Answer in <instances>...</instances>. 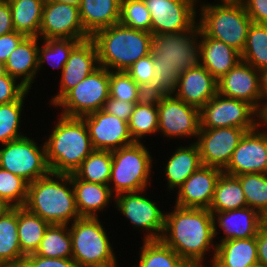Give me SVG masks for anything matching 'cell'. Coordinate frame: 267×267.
I'll return each instance as SVG.
<instances>
[{"label": "cell", "instance_id": "48", "mask_svg": "<svg viewBox=\"0 0 267 267\" xmlns=\"http://www.w3.org/2000/svg\"><path fill=\"white\" fill-rule=\"evenodd\" d=\"M135 105L136 103L134 102H127L108 97V99L104 102L102 110L122 119L125 122H129Z\"/></svg>", "mask_w": 267, "mask_h": 267}, {"label": "cell", "instance_id": "19", "mask_svg": "<svg viewBox=\"0 0 267 267\" xmlns=\"http://www.w3.org/2000/svg\"><path fill=\"white\" fill-rule=\"evenodd\" d=\"M82 118L87 125L94 150L113 151L134 143L128 122L102 109Z\"/></svg>", "mask_w": 267, "mask_h": 267}, {"label": "cell", "instance_id": "23", "mask_svg": "<svg viewBox=\"0 0 267 267\" xmlns=\"http://www.w3.org/2000/svg\"><path fill=\"white\" fill-rule=\"evenodd\" d=\"M214 236L217 235L216 223L222 228L225 237L220 240L224 242L230 239H246L255 237L258 230L266 223V219L255 209L244 207L240 209L228 210L224 212H215ZM217 217V218H216ZM218 222H216V220Z\"/></svg>", "mask_w": 267, "mask_h": 267}, {"label": "cell", "instance_id": "36", "mask_svg": "<svg viewBox=\"0 0 267 267\" xmlns=\"http://www.w3.org/2000/svg\"><path fill=\"white\" fill-rule=\"evenodd\" d=\"M138 267H194L160 240H144Z\"/></svg>", "mask_w": 267, "mask_h": 267}, {"label": "cell", "instance_id": "1", "mask_svg": "<svg viewBox=\"0 0 267 267\" xmlns=\"http://www.w3.org/2000/svg\"><path fill=\"white\" fill-rule=\"evenodd\" d=\"M198 23L181 33L155 34L151 42V55L155 60V82L147 92L149 96L174 94L179 76L192 67L202 65Z\"/></svg>", "mask_w": 267, "mask_h": 267}, {"label": "cell", "instance_id": "49", "mask_svg": "<svg viewBox=\"0 0 267 267\" xmlns=\"http://www.w3.org/2000/svg\"><path fill=\"white\" fill-rule=\"evenodd\" d=\"M253 23L267 24V0H241Z\"/></svg>", "mask_w": 267, "mask_h": 267}, {"label": "cell", "instance_id": "34", "mask_svg": "<svg viewBox=\"0 0 267 267\" xmlns=\"http://www.w3.org/2000/svg\"><path fill=\"white\" fill-rule=\"evenodd\" d=\"M49 225L50 223L24 206L18 207V237L25 256L36 252Z\"/></svg>", "mask_w": 267, "mask_h": 267}, {"label": "cell", "instance_id": "35", "mask_svg": "<svg viewBox=\"0 0 267 267\" xmlns=\"http://www.w3.org/2000/svg\"><path fill=\"white\" fill-rule=\"evenodd\" d=\"M66 224H50L35 255L47 258H72V239Z\"/></svg>", "mask_w": 267, "mask_h": 267}, {"label": "cell", "instance_id": "2", "mask_svg": "<svg viewBox=\"0 0 267 267\" xmlns=\"http://www.w3.org/2000/svg\"><path fill=\"white\" fill-rule=\"evenodd\" d=\"M213 218L209 209L175 205L173 212L165 214V227L161 240L188 265L204 267L202 261L205 254L214 247Z\"/></svg>", "mask_w": 267, "mask_h": 267}, {"label": "cell", "instance_id": "12", "mask_svg": "<svg viewBox=\"0 0 267 267\" xmlns=\"http://www.w3.org/2000/svg\"><path fill=\"white\" fill-rule=\"evenodd\" d=\"M158 132L169 138L198 136L199 109L173 94L157 95Z\"/></svg>", "mask_w": 267, "mask_h": 267}, {"label": "cell", "instance_id": "59", "mask_svg": "<svg viewBox=\"0 0 267 267\" xmlns=\"http://www.w3.org/2000/svg\"><path fill=\"white\" fill-rule=\"evenodd\" d=\"M221 1H241V0H221Z\"/></svg>", "mask_w": 267, "mask_h": 267}, {"label": "cell", "instance_id": "5", "mask_svg": "<svg viewBox=\"0 0 267 267\" xmlns=\"http://www.w3.org/2000/svg\"><path fill=\"white\" fill-rule=\"evenodd\" d=\"M152 37V33L117 23L97 31L91 39L98 51L99 66L126 71L140 58L151 53Z\"/></svg>", "mask_w": 267, "mask_h": 267}, {"label": "cell", "instance_id": "10", "mask_svg": "<svg viewBox=\"0 0 267 267\" xmlns=\"http://www.w3.org/2000/svg\"><path fill=\"white\" fill-rule=\"evenodd\" d=\"M2 145L0 167L22 177L28 183L51 172L46 160L45 144L39 148L33 139L24 136Z\"/></svg>", "mask_w": 267, "mask_h": 267}, {"label": "cell", "instance_id": "15", "mask_svg": "<svg viewBox=\"0 0 267 267\" xmlns=\"http://www.w3.org/2000/svg\"><path fill=\"white\" fill-rule=\"evenodd\" d=\"M143 191L116 195V207L136 228L148 230L144 240H160L165 227V214L153 201L142 196Z\"/></svg>", "mask_w": 267, "mask_h": 267}, {"label": "cell", "instance_id": "6", "mask_svg": "<svg viewBox=\"0 0 267 267\" xmlns=\"http://www.w3.org/2000/svg\"><path fill=\"white\" fill-rule=\"evenodd\" d=\"M222 4H203L197 22L201 36L223 41L240 54L245 48L248 30L253 23L242 1H221Z\"/></svg>", "mask_w": 267, "mask_h": 267}, {"label": "cell", "instance_id": "22", "mask_svg": "<svg viewBox=\"0 0 267 267\" xmlns=\"http://www.w3.org/2000/svg\"><path fill=\"white\" fill-rule=\"evenodd\" d=\"M174 95L199 110L218 93L217 79L203 67H192L178 79Z\"/></svg>", "mask_w": 267, "mask_h": 267}, {"label": "cell", "instance_id": "54", "mask_svg": "<svg viewBox=\"0 0 267 267\" xmlns=\"http://www.w3.org/2000/svg\"><path fill=\"white\" fill-rule=\"evenodd\" d=\"M263 103L264 104H262V107L258 113V121H260L258 125L260 128L263 126H266L267 128V99H266V102H263Z\"/></svg>", "mask_w": 267, "mask_h": 267}, {"label": "cell", "instance_id": "52", "mask_svg": "<svg viewBox=\"0 0 267 267\" xmlns=\"http://www.w3.org/2000/svg\"><path fill=\"white\" fill-rule=\"evenodd\" d=\"M258 263L267 267V222L256 234Z\"/></svg>", "mask_w": 267, "mask_h": 267}, {"label": "cell", "instance_id": "29", "mask_svg": "<svg viewBox=\"0 0 267 267\" xmlns=\"http://www.w3.org/2000/svg\"><path fill=\"white\" fill-rule=\"evenodd\" d=\"M25 255L18 237V207L0 214V267H20Z\"/></svg>", "mask_w": 267, "mask_h": 267}, {"label": "cell", "instance_id": "46", "mask_svg": "<svg viewBox=\"0 0 267 267\" xmlns=\"http://www.w3.org/2000/svg\"><path fill=\"white\" fill-rule=\"evenodd\" d=\"M7 72L0 75V104L18 101L29 90Z\"/></svg>", "mask_w": 267, "mask_h": 267}, {"label": "cell", "instance_id": "38", "mask_svg": "<svg viewBox=\"0 0 267 267\" xmlns=\"http://www.w3.org/2000/svg\"><path fill=\"white\" fill-rule=\"evenodd\" d=\"M241 60L258 71L267 68V24H251Z\"/></svg>", "mask_w": 267, "mask_h": 267}, {"label": "cell", "instance_id": "50", "mask_svg": "<svg viewBox=\"0 0 267 267\" xmlns=\"http://www.w3.org/2000/svg\"><path fill=\"white\" fill-rule=\"evenodd\" d=\"M24 34L19 32H12L6 35L0 36V62L4 63L7 61L10 54L25 38Z\"/></svg>", "mask_w": 267, "mask_h": 267}, {"label": "cell", "instance_id": "43", "mask_svg": "<svg viewBox=\"0 0 267 267\" xmlns=\"http://www.w3.org/2000/svg\"><path fill=\"white\" fill-rule=\"evenodd\" d=\"M25 93L18 101L7 104H0V143L6 144L24 137V134L18 132L20 126V116L23 110L22 106L26 97Z\"/></svg>", "mask_w": 267, "mask_h": 267}, {"label": "cell", "instance_id": "8", "mask_svg": "<svg viewBox=\"0 0 267 267\" xmlns=\"http://www.w3.org/2000/svg\"><path fill=\"white\" fill-rule=\"evenodd\" d=\"M112 168L109 186L112 183L115 196L126 192L147 189L152 169V158L142 142L111 151Z\"/></svg>", "mask_w": 267, "mask_h": 267}, {"label": "cell", "instance_id": "24", "mask_svg": "<svg viewBox=\"0 0 267 267\" xmlns=\"http://www.w3.org/2000/svg\"><path fill=\"white\" fill-rule=\"evenodd\" d=\"M211 267H250L258 263L256 237L230 239L214 247Z\"/></svg>", "mask_w": 267, "mask_h": 267}, {"label": "cell", "instance_id": "26", "mask_svg": "<svg viewBox=\"0 0 267 267\" xmlns=\"http://www.w3.org/2000/svg\"><path fill=\"white\" fill-rule=\"evenodd\" d=\"M199 39L202 66L215 79H220L241 60V54L223 41L209 36H201Z\"/></svg>", "mask_w": 267, "mask_h": 267}, {"label": "cell", "instance_id": "4", "mask_svg": "<svg viewBox=\"0 0 267 267\" xmlns=\"http://www.w3.org/2000/svg\"><path fill=\"white\" fill-rule=\"evenodd\" d=\"M44 144L50 171L57 174H74L94 150L84 119L64 115Z\"/></svg>", "mask_w": 267, "mask_h": 267}, {"label": "cell", "instance_id": "32", "mask_svg": "<svg viewBox=\"0 0 267 267\" xmlns=\"http://www.w3.org/2000/svg\"><path fill=\"white\" fill-rule=\"evenodd\" d=\"M247 207L240 180L236 176L221 173L215 185L214 197L209 211L224 212Z\"/></svg>", "mask_w": 267, "mask_h": 267}, {"label": "cell", "instance_id": "17", "mask_svg": "<svg viewBox=\"0 0 267 267\" xmlns=\"http://www.w3.org/2000/svg\"><path fill=\"white\" fill-rule=\"evenodd\" d=\"M259 125L247 131L223 173L232 176L250 173H267V132Z\"/></svg>", "mask_w": 267, "mask_h": 267}, {"label": "cell", "instance_id": "47", "mask_svg": "<svg viewBox=\"0 0 267 267\" xmlns=\"http://www.w3.org/2000/svg\"><path fill=\"white\" fill-rule=\"evenodd\" d=\"M20 267H77L72 258H47L35 254L26 255Z\"/></svg>", "mask_w": 267, "mask_h": 267}, {"label": "cell", "instance_id": "31", "mask_svg": "<svg viewBox=\"0 0 267 267\" xmlns=\"http://www.w3.org/2000/svg\"><path fill=\"white\" fill-rule=\"evenodd\" d=\"M16 32L26 37H38L45 0H7Z\"/></svg>", "mask_w": 267, "mask_h": 267}, {"label": "cell", "instance_id": "51", "mask_svg": "<svg viewBox=\"0 0 267 267\" xmlns=\"http://www.w3.org/2000/svg\"><path fill=\"white\" fill-rule=\"evenodd\" d=\"M14 31L9 2L7 0H0V36Z\"/></svg>", "mask_w": 267, "mask_h": 267}, {"label": "cell", "instance_id": "42", "mask_svg": "<svg viewBox=\"0 0 267 267\" xmlns=\"http://www.w3.org/2000/svg\"><path fill=\"white\" fill-rule=\"evenodd\" d=\"M28 182L0 167V200L8 207H23L27 199Z\"/></svg>", "mask_w": 267, "mask_h": 267}, {"label": "cell", "instance_id": "13", "mask_svg": "<svg viewBox=\"0 0 267 267\" xmlns=\"http://www.w3.org/2000/svg\"><path fill=\"white\" fill-rule=\"evenodd\" d=\"M151 14V33H181L196 25L197 0H143Z\"/></svg>", "mask_w": 267, "mask_h": 267}, {"label": "cell", "instance_id": "11", "mask_svg": "<svg viewBox=\"0 0 267 267\" xmlns=\"http://www.w3.org/2000/svg\"><path fill=\"white\" fill-rule=\"evenodd\" d=\"M258 111L249 103L217 93L200 110V129L237 127L253 130L258 126Z\"/></svg>", "mask_w": 267, "mask_h": 267}, {"label": "cell", "instance_id": "58", "mask_svg": "<svg viewBox=\"0 0 267 267\" xmlns=\"http://www.w3.org/2000/svg\"><path fill=\"white\" fill-rule=\"evenodd\" d=\"M250 267H265V266L262 265L261 263H256L254 265H251Z\"/></svg>", "mask_w": 267, "mask_h": 267}, {"label": "cell", "instance_id": "55", "mask_svg": "<svg viewBox=\"0 0 267 267\" xmlns=\"http://www.w3.org/2000/svg\"><path fill=\"white\" fill-rule=\"evenodd\" d=\"M53 1H57L60 3H66V4H71L77 7H80L82 0H53Z\"/></svg>", "mask_w": 267, "mask_h": 267}, {"label": "cell", "instance_id": "14", "mask_svg": "<svg viewBox=\"0 0 267 267\" xmlns=\"http://www.w3.org/2000/svg\"><path fill=\"white\" fill-rule=\"evenodd\" d=\"M42 39H74L84 41L91 38L84 30L79 7L45 0L39 30Z\"/></svg>", "mask_w": 267, "mask_h": 267}, {"label": "cell", "instance_id": "57", "mask_svg": "<svg viewBox=\"0 0 267 267\" xmlns=\"http://www.w3.org/2000/svg\"><path fill=\"white\" fill-rule=\"evenodd\" d=\"M8 206H6L1 200H0V214L7 209Z\"/></svg>", "mask_w": 267, "mask_h": 267}, {"label": "cell", "instance_id": "16", "mask_svg": "<svg viewBox=\"0 0 267 267\" xmlns=\"http://www.w3.org/2000/svg\"><path fill=\"white\" fill-rule=\"evenodd\" d=\"M247 131L250 130L237 127L199 129L198 140L195 143L202 165L223 171Z\"/></svg>", "mask_w": 267, "mask_h": 267}, {"label": "cell", "instance_id": "44", "mask_svg": "<svg viewBox=\"0 0 267 267\" xmlns=\"http://www.w3.org/2000/svg\"><path fill=\"white\" fill-rule=\"evenodd\" d=\"M119 23L151 33V14L143 0H121Z\"/></svg>", "mask_w": 267, "mask_h": 267}, {"label": "cell", "instance_id": "3", "mask_svg": "<svg viewBox=\"0 0 267 267\" xmlns=\"http://www.w3.org/2000/svg\"><path fill=\"white\" fill-rule=\"evenodd\" d=\"M24 207L50 224L68 225L73 219L75 221L80 218L71 174L50 172L47 176L28 183Z\"/></svg>", "mask_w": 267, "mask_h": 267}, {"label": "cell", "instance_id": "41", "mask_svg": "<svg viewBox=\"0 0 267 267\" xmlns=\"http://www.w3.org/2000/svg\"><path fill=\"white\" fill-rule=\"evenodd\" d=\"M147 92L126 71L109 70V97L127 102H140Z\"/></svg>", "mask_w": 267, "mask_h": 267}, {"label": "cell", "instance_id": "56", "mask_svg": "<svg viewBox=\"0 0 267 267\" xmlns=\"http://www.w3.org/2000/svg\"><path fill=\"white\" fill-rule=\"evenodd\" d=\"M5 73H6L5 65H4V63L0 62V75H3Z\"/></svg>", "mask_w": 267, "mask_h": 267}, {"label": "cell", "instance_id": "9", "mask_svg": "<svg viewBox=\"0 0 267 267\" xmlns=\"http://www.w3.org/2000/svg\"><path fill=\"white\" fill-rule=\"evenodd\" d=\"M109 97V70L99 66L54 106L62 107L61 114L68 117L89 115L103 108Z\"/></svg>", "mask_w": 267, "mask_h": 267}, {"label": "cell", "instance_id": "21", "mask_svg": "<svg viewBox=\"0 0 267 267\" xmlns=\"http://www.w3.org/2000/svg\"><path fill=\"white\" fill-rule=\"evenodd\" d=\"M221 169L201 165L179 187L175 205L185 208L209 209L211 206L215 185Z\"/></svg>", "mask_w": 267, "mask_h": 267}, {"label": "cell", "instance_id": "37", "mask_svg": "<svg viewBox=\"0 0 267 267\" xmlns=\"http://www.w3.org/2000/svg\"><path fill=\"white\" fill-rule=\"evenodd\" d=\"M112 154L108 150H93L74 175L81 180L109 185Z\"/></svg>", "mask_w": 267, "mask_h": 267}, {"label": "cell", "instance_id": "53", "mask_svg": "<svg viewBox=\"0 0 267 267\" xmlns=\"http://www.w3.org/2000/svg\"><path fill=\"white\" fill-rule=\"evenodd\" d=\"M260 75V88L263 95V99H267V68L259 71Z\"/></svg>", "mask_w": 267, "mask_h": 267}, {"label": "cell", "instance_id": "33", "mask_svg": "<svg viewBox=\"0 0 267 267\" xmlns=\"http://www.w3.org/2000/svg\"><path fill=\"white\" fill-rule=\"evenodd\" d=\"M157 96L146 95L136 103L128 122L130 136L134 142L140 138L158 132Z\"/></svg>", "mask_w": 267, "mask_h": 267}, {"label": "cell", "instance_id": "25", "mask_svg": "<svg viewBox=\"0 0 267 267\" xmlns=\"http://www.w3.org/2000/svg\"><path fill=\"white\" fill-rule=\"evenodd\" d=\"M38 37H25L10 54L5 62V71L16 79L21 78L28 90L37 74L38 69Z\"/></svg>", "mask_w": 267, "mask_h": 267}, {"label": "cell", "instance_id": "30", "mask_svg": "<svg viewBox=\"0 0 267 267\" xmlns=\"http://www.w3.org/2000/svg\"><path fill=\"white\" fill-rule=\"evenodd\" d=\"M165 165L168 188H179L202 165L197 144L177 148Z\"/></svg>", "mask_w": 267, "mask_h": 267}, {"label": "cell", "instance_id": "28", "mask_svg": "<svg viewBox=\"0 0 267 267\" xmlns=\"http://www.w3.org/2000/svg\"><path fill=\"white\" fill-rule=\"evenodd\" d=\"M75 203L80 217H98L97 212L103 211L113 197L109 185L87 182L71 174Z\"/></svg>", "mask_w": 267, "mask_h": 267}, {"label": "cell", "instance_id": "39", "mask_svg": "<svg viewBox=\"0 0 267 267\" xmlns=\"http://www.w3.org/2000/svg\"><path fill=\"white\" fill-rule=\"evenodd\" d=\"M241 183L247 207L255 209L267 220V173H250L236 176Z\"/></svg>", "mask_w": 267, "mask_h": 267}, {"label": "cell", "instance_id": "45", "mask_svg": "<svg viewBox=\"0 0 267 267\" xmlns=\"http://www.w3.org/2000/svg\"><path fill=\"white\" fill-rule=\"evenodd\" d=\"M155 60L149 54L146 57L140 58L132 64L126 72L138 83V85L148 92L155 82Z\"/></svg>", "mask_w": 267, "mask_h": 267}, {"label": "cell", "instance_id": "7", "mask_svg": "<svg viewBox=\"0 0 267 267\" xmlns=\"http://www.w3.org/2000/svg\"><path fill=\"white\" fill-rule=\"evenodd\" d=\"M70 230L77 267H117L113 248L98 217H80Z\"/></svg>", "mask_w": 267, "mask_h": 267}, {"label": "cell", "instance_id": "40", "mask_svg": "<svg viewBox=\"0 0 267 267\" xmlns=\"http://www.w3.org/2000/svg\"><path fill=\"white\" fill-rule=\"evenodd\" d=\"M42 48H38V69L44 63H49L53 68L61 71L69 59L71 51L81 42L74 39H43Z\"/></svg>", "mask_w": 267, "mask_h": 267}, {"label": "cell", "instance_id": "18", "mask_svg": "<svg viewBox=\"0 0 267 267\" xmlns=\"http://www.w3.org/2000/svg\"><path fill=\"white\" fill-rule=\"evenodd\" d=\"M218 93L227 98L245 101L258 112L263 104L259 71L240 60L228 73L217 80Z\"/></svg>", "mask_w": 267, "mask_h": 267}, {"label": "cell", "instance_id": "20", "mask_svg": "<svg viewBox=\"0 0 267 267\" xmlns=\"http://www.w3.org/2000/svg\"><path fill=\"white\" fill-rule=\"evenodd\" d=\"M98 67V51L95 42L91 38L81 41L71 51L62 69L60 91L51 100L52 106Z\"/></svg>", "mask_w": 267, "mask_h": 267}, {"label": "cell", "instance_id": "27", "mask_svg": "<svg viewBox=\"0 0 267 267\" xmlns=\"http://www.w3.org/2000/svg\"><path fill=\"white\" fill-rule=\"evenodd\" d=\"M121 0H82L80 19L85 32L92 37L97 31L119 23Z\"/></svg>", "mask_w": 267, "mask_h": 267}]
</instances>
